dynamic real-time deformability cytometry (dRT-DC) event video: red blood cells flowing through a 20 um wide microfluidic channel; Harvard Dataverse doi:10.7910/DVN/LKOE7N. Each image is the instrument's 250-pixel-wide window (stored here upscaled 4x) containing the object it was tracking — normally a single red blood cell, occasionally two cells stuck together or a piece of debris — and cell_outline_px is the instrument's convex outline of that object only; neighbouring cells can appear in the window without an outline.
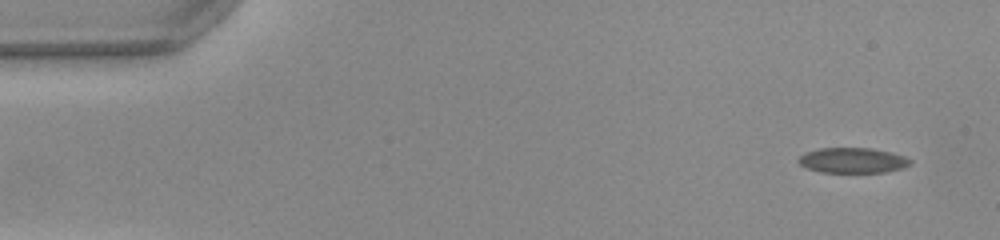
{"species": "common noctule bat (a hibernating species)", "species_latin": "Nyctalus noctula", "temperature_condition": "warm", "stored_images_in_passage": 49, "camera_frame_rate_fps": 3000, "um_per_image_px": 0.085, "animal": {"sex": "female", "body_mass_g": 22.0, "forearm_length_mm": 56.7}, "frame": {"image": 1, "passage_image": 1, "time_ms": 0.0, "image_size_px": [1000, 240], "cell_outline_px": [[912, 164], [904, 168], [884, 172], [820, 172], [808, 168], [800, 164], [796, 160], [804, 152], [820, 148], [872, 148], [892, 152], [904, 156], [912, 160]], "centroid_in_image_um": [72.5, 13.62], "position_along_channel_um": 12.5, "area_um2": 16.59}}
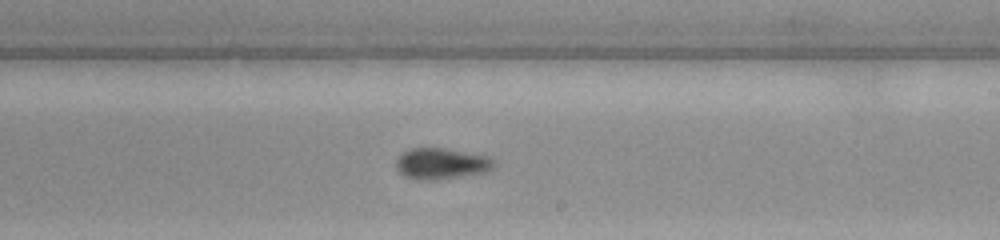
{"frame": {"image": 2, "passage_image": 28, "time_ms": 9.0, "image_size_px": [1000, 240], "cell_outline_px": [[496, 164], [488, 172], [436, 180], [416, 180], [404, 176], [396, 168], [396, 160], [404, 152], [412, 148], [444, 148], [488, 156], [496, 160]], "centroid_in_image_um": [37.55, 13.92], "position_along_channel_um": 251.5, "area_um2": 17.86}}
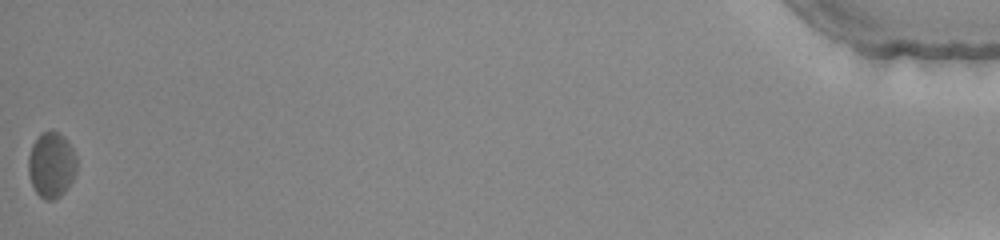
{"frame": {"image": 3, "passage_image": 49, "time_ms": 16.0, "image_size_px": [1000, 240], "cell_outline_px": [[76, 172], [72, 180], [64, 192], [60, 196], [52, 200], [48, 200], [40, 196], [36, 192], [32, 184], [28, 172], [28, 156], [32, 144], [40, 132], [60, 132], [64, 136], [72, 148], [76, 156]], "centroid_in_image_um": [4.36, 14.0], "position_along_channel_um": 430.8, "area_um2": 18.44}, "authors_computed_cell_mechanics": {"area_um2": 17.051, "velocity_mm_per_s": 3.9894, "shape_relaxation_time_tau1_ms": 8.7265, "shape_relaxation_time_tau2_ms": 1.8726, "deformation_change_tau1": 0.1776, "deformation_change_tau2": 0.0687}}